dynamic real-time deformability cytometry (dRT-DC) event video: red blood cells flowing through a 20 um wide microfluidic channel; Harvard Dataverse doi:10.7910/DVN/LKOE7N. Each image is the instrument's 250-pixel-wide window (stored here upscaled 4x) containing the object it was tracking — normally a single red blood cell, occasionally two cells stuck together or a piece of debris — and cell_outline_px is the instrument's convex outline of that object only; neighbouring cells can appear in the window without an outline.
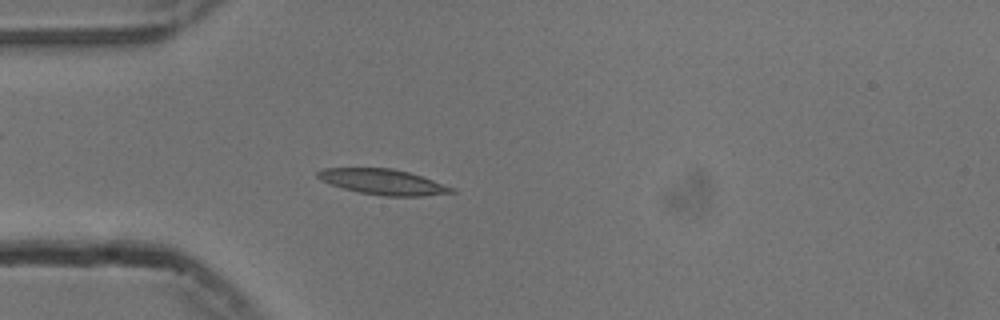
{"species": "common noctule bat (a hibernating species)", "species_latin": "Nyctalus noctula", "temperature_condition": "cold", "stored_images_in_passage": 54, "camera_frame_rate_fps": 3000, "um_per_image_px": 0.085, "animal": {"sex": "male", "body_mass_g": 13.3}, "frame": {"image": 1, "passage_image": 15, "time_ms": 4.667, "image_size_px": [1000, 320], "cell_outline_px": [[456, 192], [420, 196], [384, 196], [360, 192], [344, 188], [320, 180], [316, 176], [316, 172], [324, 168], [392, 168], [408, 172], [456, 188]], "centroid_in_image_um": [32.56, 15.46], "position_along_channel_um": 52.4, "area_um2": 19.65}}
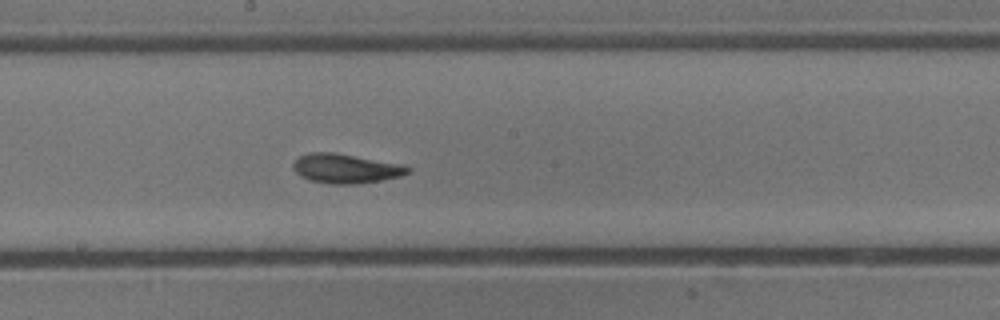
{"frame": {"image": 2, "passage_image": 29, "time_ms": 9.333, "image_size_px": [1000, 320], "cell_outline_px": [[412, 168], [408, 172], [400, 176], [380, 180], [356, 184], [328, 184], [308, 180], [300, 176], [292, 168], [292, 164], [300, 156], [308, 152], [336, 152], [404, 164]], "centroid_in_image_um": [29.37, 14.31], "position_along_channel_um": 218.8, "area_um2": 19.88}}
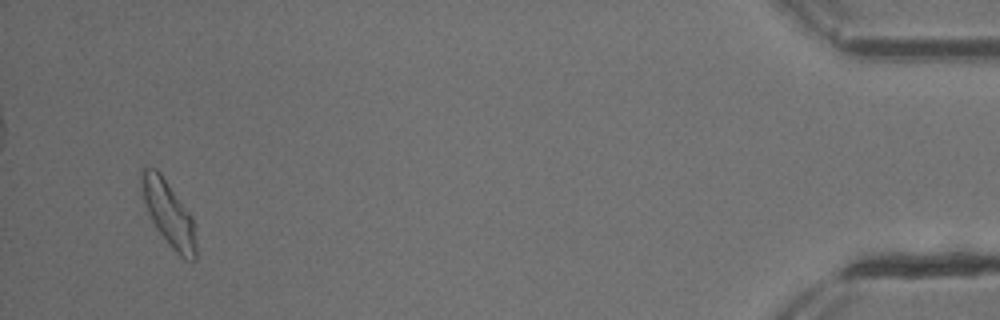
{"frame": {"image": 3, "passage_image": 52, "time_ms": 17.0, "image_size_px": [1000, 320], "cell_outline_px": [[196, 260], [184, 260], [172, 248], [156, 228], [148, 212], [144, 200], [140, 180], [140, 168], [144, 164], [156, 168], [160, 172], [192, 216], [196, 244]], "centroid_in_image_um": [14.31, 18.1], "position_along_channel_um": 420.9, "area_um2": 20.63}, "authors_computed_cell_mechanics": {"area_um2": 19.074, "velocity_mm_per_s": 3.7314, "shape_relaxation_time_tau1_ms": 3.2635, "shape_relaxation_time_tau2_ms": 2.7647, "deformation_change_tau1": 0.1207, "deformation_change_tau2": 0.0914}}